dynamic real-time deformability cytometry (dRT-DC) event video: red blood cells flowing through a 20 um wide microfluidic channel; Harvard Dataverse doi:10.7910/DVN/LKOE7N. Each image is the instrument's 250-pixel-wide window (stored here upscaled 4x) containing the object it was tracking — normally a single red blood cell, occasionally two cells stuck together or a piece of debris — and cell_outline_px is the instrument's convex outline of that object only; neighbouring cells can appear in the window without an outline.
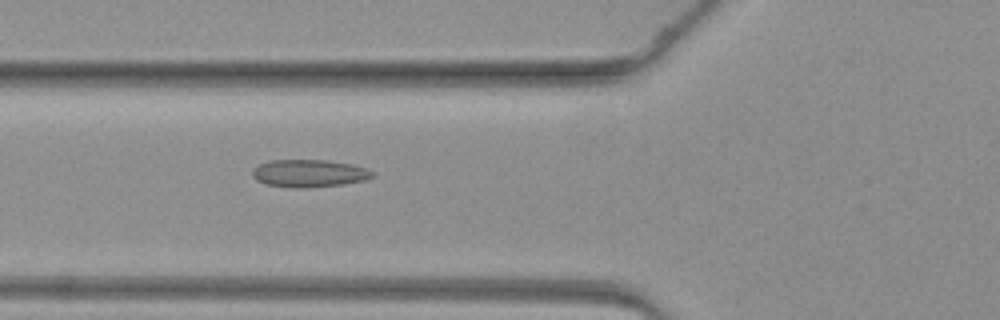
{"species": "common noctule bat (a hibernating species)", "species_latin": "Nyctalus noctula", "temperature_condition": "warm", "stored_images_in_passage": 47, "camera_frame_rate_fps": 3000, "um_per_image_px": 0.085, "animal": {"sex": "female", "body_mass_g": 19.3, "forearm_length_mm": 54.1}, "frame": {"image": 1, "passage_image": 18, "time_ms": 5.667, "image_size_px": [1000, 320], "cell_outline_px": [[376, 176], [364, 180], [344, 184], [308, 188], [296, 188], [268, 184], [256, 180], [252, 176], [252, 168], [268, 160], [328, 160], [352, 164], [368, 168], [376, 172]], "centroid_in_image_um": [26.32, 14.73], "position_along_channel_um": 99.5, "area_um2": 19.54}}
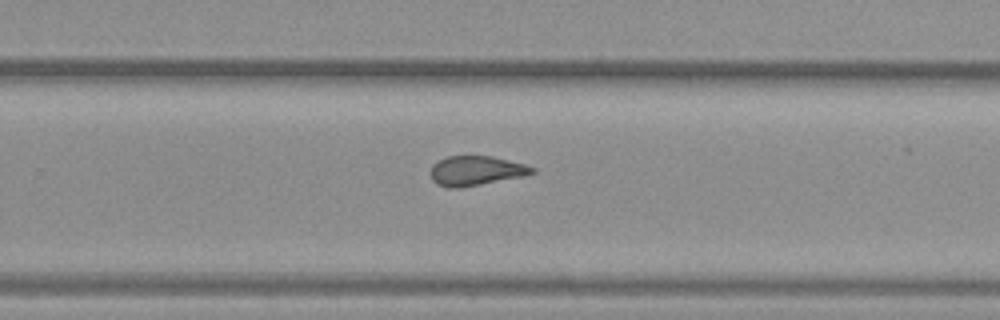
{"frame": {"image": 2, "passage_image": 31, "time_ms": 10.0, "image_size_px": [1000, 320], "cell_outline_px": [[536, 172], [524, 176], [460, 188], [448, 188], [436, 184], [432, 180], [432, 164], [448, 156], [492, 156], [524, 164], [536, 168]], "centroid_in_image_um": [40.47, 14.52], "position_along_channel_um": 289.3, "area_um2": 17.46}}
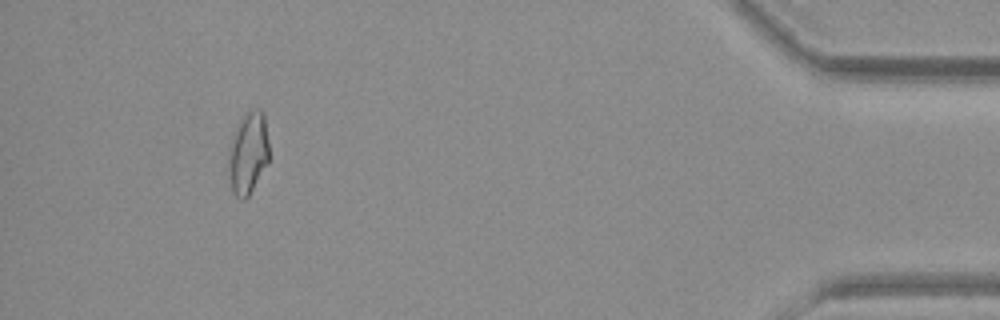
{"frame": {"image": 3, "passage_image": 44, "time_ms": 14.333, "image_size_px": [1000, 320], "cell_outline_px": [[268, 164], [248, 196], [244, 200], [240, 200], [236, 196], [232, 188], [228, 176], [228, 148], [232, 136], [240, 120], [248, 108], [260, 108], [264, 112], [268, 144]], "centroid_in_image_um": [21.08, 12.98], "position_along_channel_um": 414.1, "area_um2": 19.71}}